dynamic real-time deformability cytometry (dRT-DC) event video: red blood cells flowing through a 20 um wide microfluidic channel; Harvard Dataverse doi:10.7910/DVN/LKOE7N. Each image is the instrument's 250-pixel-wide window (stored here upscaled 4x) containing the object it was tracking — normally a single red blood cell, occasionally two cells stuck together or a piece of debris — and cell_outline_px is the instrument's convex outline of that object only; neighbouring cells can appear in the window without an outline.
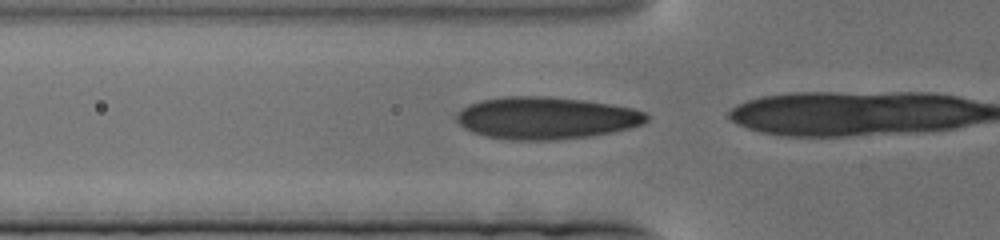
{"species": "human", "species_latin": "Homo sapiens", "temperature_condition": "cold", "stored_images_in_passage": 53, "camera_frame_rate_fps": 3000, "um_per_image_px": 0.085, "donor": {"sex": "female"}, "frame": {"image": 1, "passage_image": 50, "time_ms": 16.333, "image_size_px": [1000, 240], "cell_outline_px": [[648, 120], [644, 124], [612, 132], [588, 136], [552, 140], [504, 140], [484, 136], [472, 132], [464, 128], [456, 120], [456, 112], [460, 108], [468, 104], [480, 100], [504, 96], [548, 96], [584, 100], [632, 108], [648, 112]], "centroid_in_image_um": [46.37, 10.03], "position_along_channel_um": 79.4, "area_um2": 47.11}}